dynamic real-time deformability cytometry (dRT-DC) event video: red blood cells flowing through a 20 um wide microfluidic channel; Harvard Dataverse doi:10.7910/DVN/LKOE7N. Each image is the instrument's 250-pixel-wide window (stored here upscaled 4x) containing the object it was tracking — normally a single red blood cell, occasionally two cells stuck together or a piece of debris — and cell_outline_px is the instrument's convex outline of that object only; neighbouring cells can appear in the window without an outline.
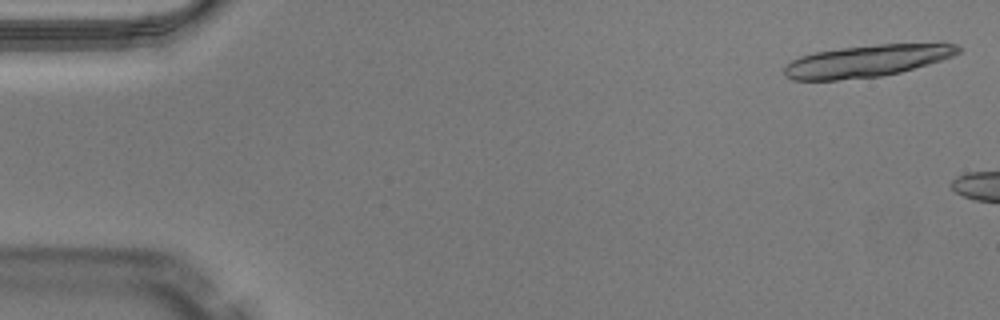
{"species": "Egyptian fruit bat (a non-hibernating species)", "species_latin": "Rousettus aegyptiacus", "temperature_condition": "warm", "stored_images_in_passage": 6, "camera_frame_rate_fps": 3000, "um_per_image_px": 0.085, "animal": {"sex": "male"}, "frame": {"image": 1, "passage_image": 1, "time_ms": 0.0, "image_size_px": [1000, 320], "cell_outline_px": [[964, 48], [960, 52], [952, 56], [928, 64], [900, 72], [880, 76], [836, 80], [792, 80], [784, 76], [784, 68], [792, 60], [800, 56], [816, 52], [840, 48], [876, 44], [956, 44]], "centroid_in_image_um": [73.65, 5.18], "position_along_channel_um": 11.3, "area_um2": 32.14}}